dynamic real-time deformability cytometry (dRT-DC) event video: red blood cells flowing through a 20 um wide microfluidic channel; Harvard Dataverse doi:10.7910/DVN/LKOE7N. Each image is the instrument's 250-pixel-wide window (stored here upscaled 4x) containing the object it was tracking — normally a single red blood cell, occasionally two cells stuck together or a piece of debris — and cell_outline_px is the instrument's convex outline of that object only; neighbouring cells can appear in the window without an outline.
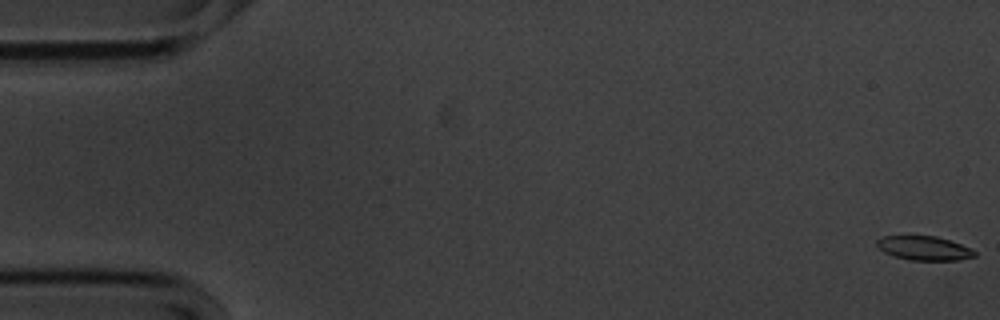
{"species": "common noctule bat (a hibernating species)", "species_latin": "Nyctalus noctula", "temperature_condition": "cold", "stored_images_in_passage": 56, "camera_frame_rate_fps": 3000, "um_per_image_px": 0.085, "animal": {"sex": "male", "body_mass_g": 20.1, "forearm_length_mm": 53.5}, "frame": {"image": 1, "passage_image": 1, "time_ms": 0.0, "image_size_px": [1000, 320], "cell_outline_px": [[976, 256], [960, 260], [908, 260], [884, 252], [876, 244], [876, 240], [880, 236], [936, 236], [960, 244], [976, 252]], "centroid_in_image_um": [78.53, 21.09], "position_along_channel_um": 6.5, "area_um2": 13.58}}
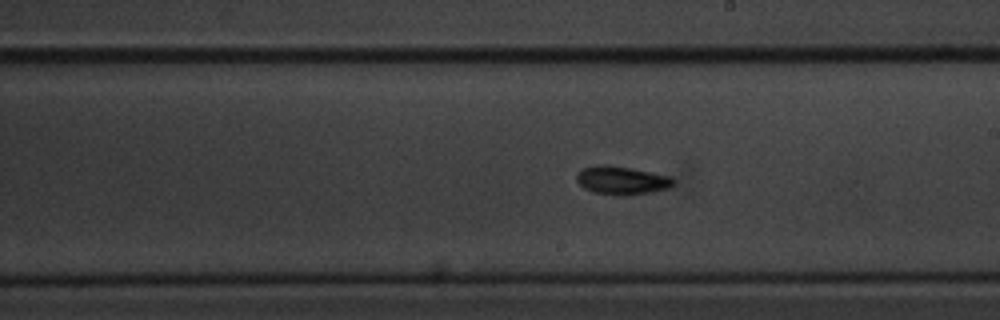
{"frame": {"image": 2, "passage_image": 32, "time_ms": 10.333, "image_size_px": [1000, 320], "cell_outline_px": [[676, 180], [668, 188], [652, 192], [624, 196], [616, 196], [592, 192], [584, 188], [576, 180], [576, 176], [584, 168], [596, 164], [608, 164], [632, 168], [672, 176]], "centroid_in_image_um": [52.86, 15.33], "position_along_channel_um": 236.1, "area_um2": 16.24}}
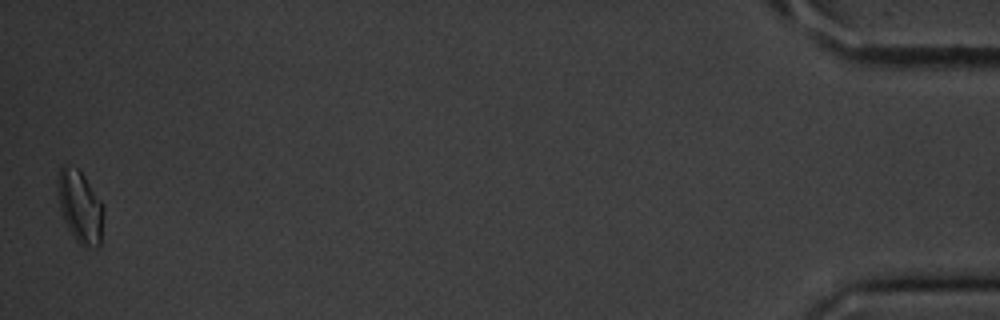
{"frame": {"image": 3, "passage_image": 56, "time_ms": 18.333, "image_size_px": [1000, 320], "cell_outline_px": [[104, 208], [100, 244], [96, 248], [84, 248], [72, 236], [60, 212], [60, 164], [64, 164], [80, 168], [104, 204]], "centroid_in_image_um": [6.86, 17.59], "position_along_channel_um": 428.3, "area_um2": 19.36}, "authors_computed_cell_mechanics": {"area_um2": 15.0858, "velocity_mm_per_s": 3.5581, "shape_relaxation_time_tau1_ms": 2.2062, "shape_relaxation_time_tau2_ms": 4.6236, "deformation_change_tau1": 0.1068, "deformation_change_tau2": 0.0997}}